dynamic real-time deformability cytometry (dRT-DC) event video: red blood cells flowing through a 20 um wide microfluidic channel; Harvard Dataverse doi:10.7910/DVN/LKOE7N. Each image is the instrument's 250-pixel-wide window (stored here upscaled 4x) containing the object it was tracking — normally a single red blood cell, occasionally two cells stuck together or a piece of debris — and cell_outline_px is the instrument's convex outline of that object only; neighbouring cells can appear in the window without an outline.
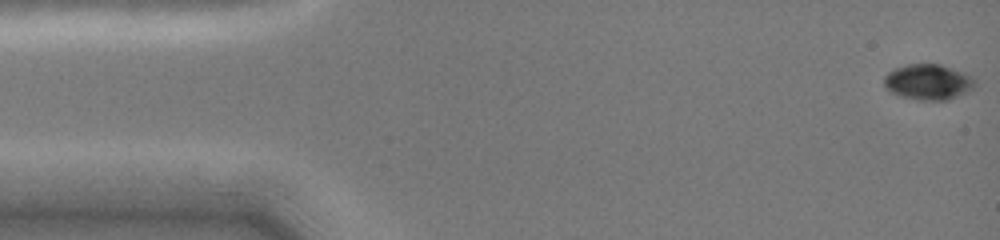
{"species": "common noctule bat (a hibernating species)", "species_latin": "Nyctalus noctula", "temperature_condition": "cold", "stored_images_in_passage": 56, "camera_frame_rate_fps": 3000, "um_per_image_px": 0.085, "animal": {"sex": "female", "body_mass_g": 19.0, "forearm_length_mm": 51.5}, "frame": {"image": 1, "passage_image": 1, "time_ms": 0.0, "image_size_px": [1000, 240], "cell_outline_px": [[976, 84], [972, 88], [948, 100], [916, 100], [900, 96], [892, 92], [884, 84], [884, 76], [888, 72], [896, 68], [908, 64], [940, 64], [964, 72], [972, 76], [976, 80]], "centroid_in_image_um": [78.9, 6.96], "position_along_channel_um": 6.1, "area_um2": 18.73}}
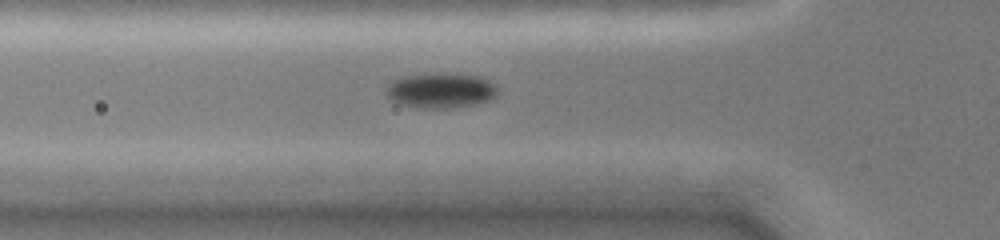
{"frame": {"image": 2, "passage_image": 37, "time_ms": 5.0, "image_size_px": [1000, 240], "cell_outline_px": [[496, 96], [492, 100], [476, 104], [452, 108], [416, 108], [396, 104], [388, 100], [384, 92], [392, 80], [404, 76], [436, 72], [448, 72], [476, 76], [488, 80], [496, 84]], "centroid_in_image_um": [37.41, 7.69], "position_along_channel_um": 88.4, "area_um2": 23.52}}
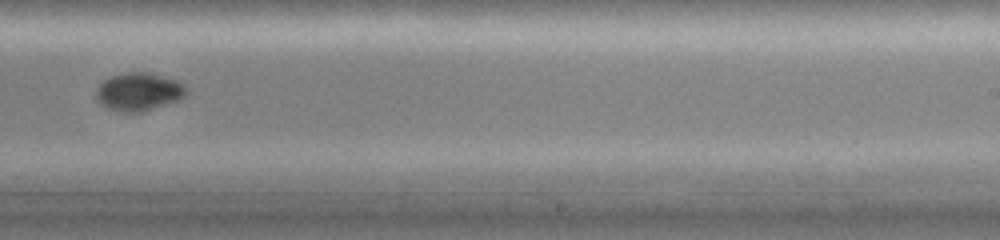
{"frame": {"image": 3, "passage_image": 56, "time_ms": 9.667, "image_size_px": [1000, 240], "cell_outline_px": [[188, 92], [180, 100], [144, 112], [120, 112], [104, 108], [100, 104], [96, 96], [96, 88], [104, 80], [112, 76], [128, 72], [148, 72], [176, 80], [184, 84], [188, 88]], "centroid_in_image_um": [11.81, 7.82], "position_along_channel_um": 277.2, "area_um2": 20.29}}